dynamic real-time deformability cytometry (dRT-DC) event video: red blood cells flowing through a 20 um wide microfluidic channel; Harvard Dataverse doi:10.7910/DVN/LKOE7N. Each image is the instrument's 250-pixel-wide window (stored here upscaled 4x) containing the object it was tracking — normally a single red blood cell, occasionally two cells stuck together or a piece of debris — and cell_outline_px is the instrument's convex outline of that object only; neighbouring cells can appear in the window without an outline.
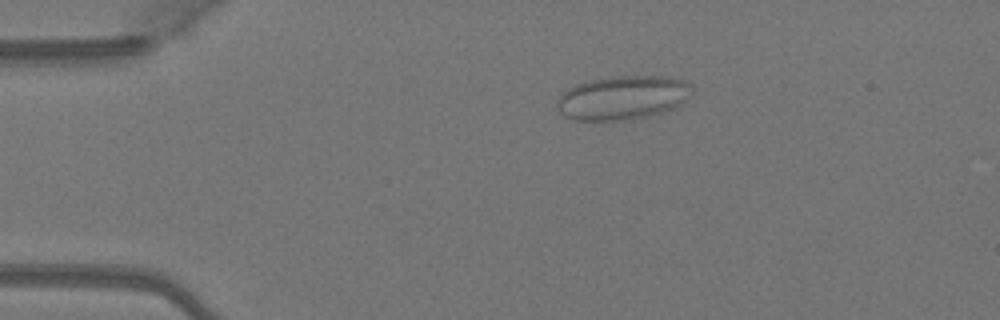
{"species": "Egyptian fruit bat (a non-hibernating species)", "species_latin": "Rousettus aegyptiacus", "temperature_condition": "warm", "stored_images_in_passage": 50, "camera_frame_rate_fps": 3000, "um_per_image_px": 0.085, "animal": {"sex": "female"}, "frame": {"image": 1, "passage_image": 10, "time_ms": 3.0, "image_size_px": [1000, 320], "cell_outline_px": [[692, 96], [676, 108], [648, 116], [628, 120], [572, 120], [564, 116], [556, 108], [556, 100], [560, 92], [576, 84], [592, 80], [620, 76], [660, 76], [684, 80], [692, 84]], "centroid_in_image_um": [52.93, 8.31], "position_along_channel_um": 32.1, "area_um2": 34.91}}
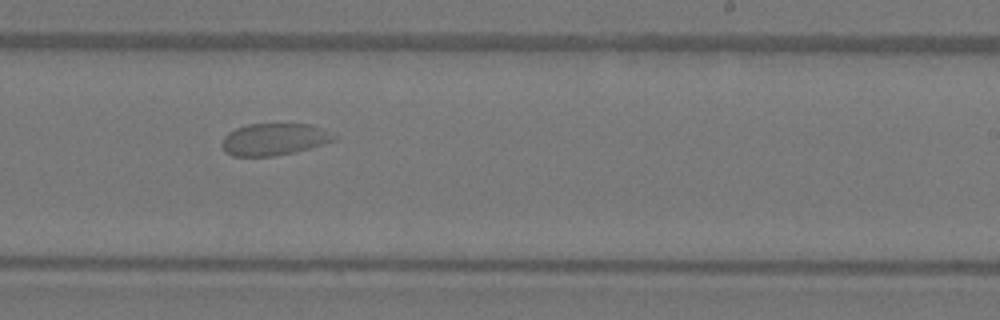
{"frame": {"image": 2, "passage_image": 31, "time_ms": 10.0, "image_size_px": [1000, 320], "cell_outline_px": [[336, 140], [296, 152], [272, 156], [232, 156], [224, 148], [224, 136], [228, 132], [244, 124], [312, 124], [336, 136]], "centroid_in_image_um": [23.31, 11.83], "position_along_channel_um": 265.7, "area_um2": 20.63}}
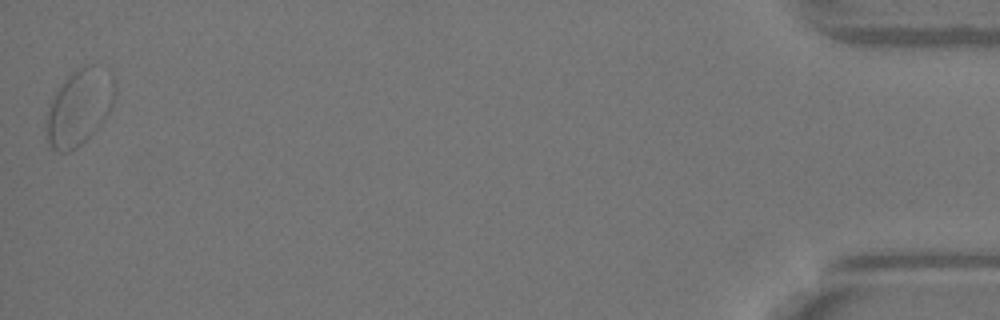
{"frame": {"image": 3, "passage_image": 50, "time_ms": 16.333, "image_size_px": [1000, 320], "cell_outline_px": [[116, 96], [112, 108], [104, 120], [76, 148], [68, 152], [56, 152], [48, 144], [44, 136], [48, 112], [52, 100], [56, 92], [64, 80], [72, 72], [88, 64], [112, 72], [116, 84]], "centroid_in_image_um": [6.75, 9.12], "position_along_channel_um": 428.4, "area_um2": 30.4}}